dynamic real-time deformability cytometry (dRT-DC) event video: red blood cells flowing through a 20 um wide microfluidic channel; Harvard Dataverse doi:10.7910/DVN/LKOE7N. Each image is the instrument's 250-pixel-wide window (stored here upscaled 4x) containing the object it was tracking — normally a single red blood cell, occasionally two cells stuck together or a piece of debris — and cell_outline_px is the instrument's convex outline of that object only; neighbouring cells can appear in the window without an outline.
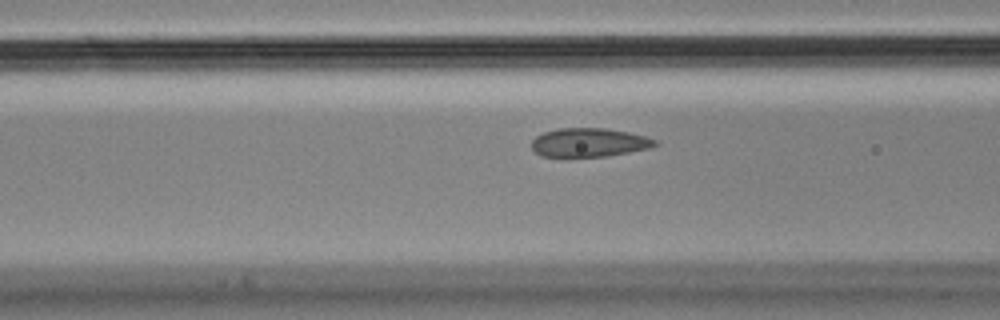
{"species": "Egyptian fruit bat (a non-hibernating species)", "species_latin": "Rousettus aegyptiacus", "temperature_condition": "cold", "stored_images_in_passage": 45, "segment_of_instrument_passage": [1, 2], "camera_frame_rate_fps": 3000, "um_per_image_px": 0.085, "animal": {"sex": "male"}, "frame": {"image": 1, "passage_image": 11, "time_ms": 3.333, "image_size_px": [1000, 320], "cell_outline_px": [[660, 144], [648, 148], [608, 156], [540, 156], [532, 148], [532, 140], [536, 136], [544, 132], [556, 128], [604, 128], [628, 132], [644, 136], [656, 140]], "centroid_in_image_um": [50.06, 12.1], "position_along_channel_um": 116.5, "area_um2": 20.52}}
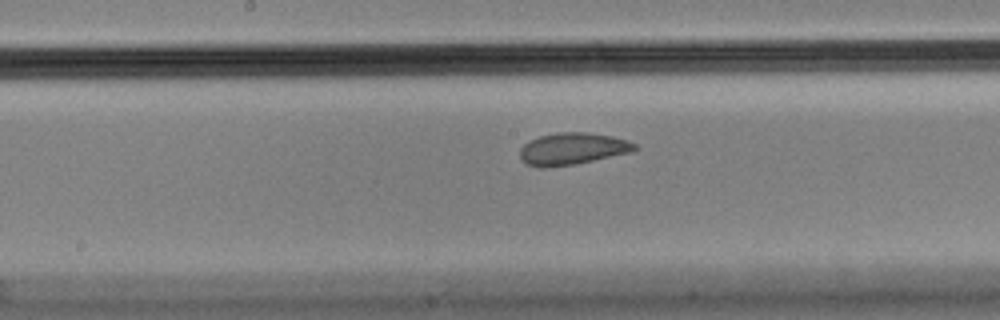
{"frame": {"image": 2, "passage_image": 18, "time_ms": 5.667, "image_size_px": [1000, 320], "cell_outline_px": [[640, 148], [632, 152], [576, 164], [548, 168], [540, 168], [528, 164], [520, 156], [520, 148], [524, 144], [540, 136], [556, 132], [588, 132], [612, 136], [628, 140], [636, 144]], "centroid_in_image_um": [48.7, 12.65], "position_along_channel_um": 199.5, "area_um2": 21.5}}
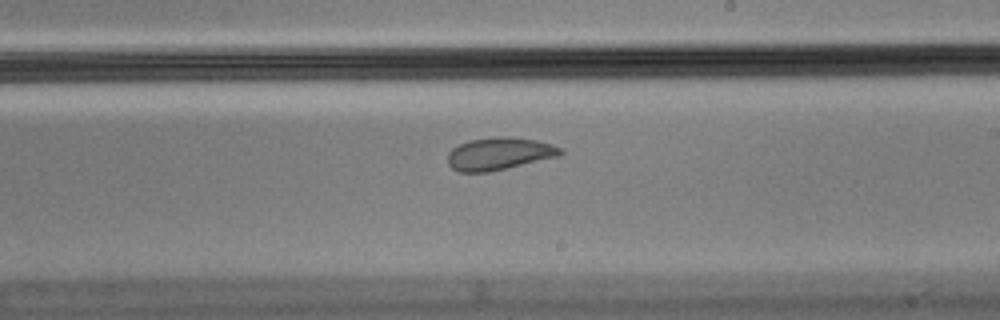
{"frame": {"image": 3, "passage_image": 22, "time_ms": 7.0, "image_size_px": [1000, 320], "cell_outline_px": [[564, 152], [560, 156], [488, 172], [460, 172], [452, 168], [448, 164], [448, 152], [452, 148], [468, 140], [500, 136], [508, 136], [536, 140], [552, 144], [564, 148]], "centroid_in_image_um": [42.46, 13.06], "position_along_channel_um": 246.5, "area_um2": 21.44}}